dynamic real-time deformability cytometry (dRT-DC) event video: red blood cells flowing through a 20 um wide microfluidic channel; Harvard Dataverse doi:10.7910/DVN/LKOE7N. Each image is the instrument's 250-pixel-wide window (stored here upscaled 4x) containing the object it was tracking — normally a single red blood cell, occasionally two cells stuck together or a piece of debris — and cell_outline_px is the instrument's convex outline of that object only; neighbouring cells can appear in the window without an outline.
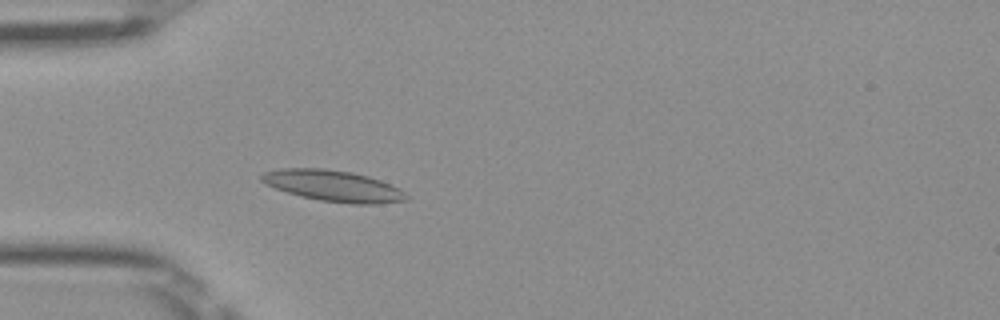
{"species": "Egyptian fruit bat (a non-hibernating species)", "species_latin": "Rousettus aegyptiacus", "temperature_condition": "room temperature", "stored_images_in_passage": 50, "camera_frame_rate_fps": 3000, "um_per_image_px": 0.085, "frame": {"image": 1, "passage_image": 14, "time_ms": 4.333, "image_size_px": [1000, 320], "cell_outline_px": [[408, 200], [376, 204], [352, 204], [320, 200], [300, 196], [276, 188], [260, 180], [260, 176], [264, 172], [280, 168], [324, 168], [352, 172], [368, 176], [380, 180], [400, 188], [408, 196]], "centroid_in_image_um": [28.35, 15.79], "position_along_channel_um": 56.6, "area_um2": 26.24}}
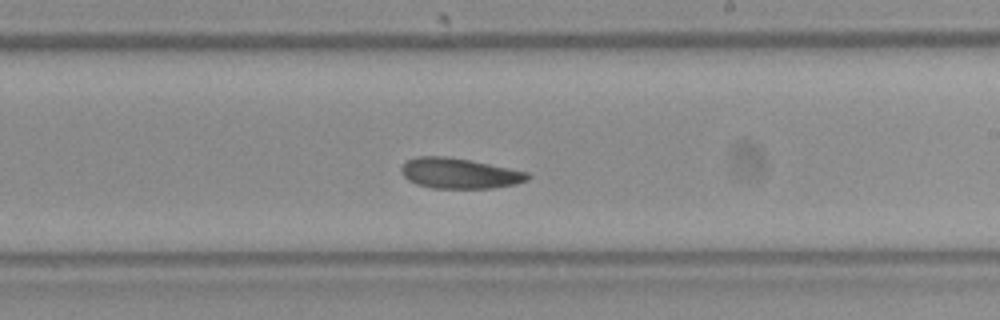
{"frame": {"image": 2, "passage_image": 29, "time_ms": 9.333, "image_size_px": [1000, 320], "cell_outline_px": [[532, 176], [528, 180], [516, 184], [492, 188], [432, 188], [416, 184], [408, 180], [400, 172], [400, 168], [408, 160], [416, 156], [448, 156], [528, 172]], "centroid_in_image_um": [39.03, 14.74], "position_along_channel_um": 250.0, "area_um2": 22.37}}
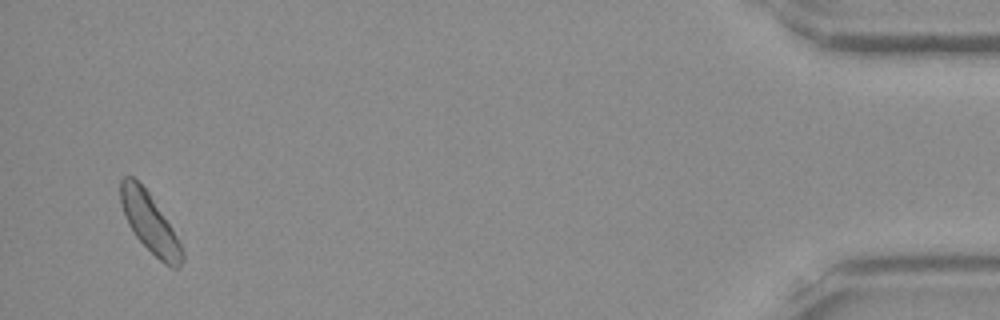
{"frame": {"image": 3, "passage_image": 48, "time_ms": 15.667, "image_size_px": [1000, 320], "cell_outline_px": [[184, 260], [180, 268], [172, 268], [164, 264], [136, 236], [128, 224], [124, 216], [120, 204], [120, 180], [124, 176], [132, 176], [148, 192], [172, 228], [184, 252]], "centroid_in_image_um": [12.72, 18.96], "position_along_channel_um": 422.5, "area_um2": 20.98}, "authors_computed_cell_mechanics": {"area_um2": 22.8599, "velocity_mm_per_s": 3.978, "shape_relaxation_time_tau1_ms": null, "shape_relaxation_time_tau2_ms": 10.6281, "deformation_change_tau1": null, "deformation_change_tau2": 0.1862}}